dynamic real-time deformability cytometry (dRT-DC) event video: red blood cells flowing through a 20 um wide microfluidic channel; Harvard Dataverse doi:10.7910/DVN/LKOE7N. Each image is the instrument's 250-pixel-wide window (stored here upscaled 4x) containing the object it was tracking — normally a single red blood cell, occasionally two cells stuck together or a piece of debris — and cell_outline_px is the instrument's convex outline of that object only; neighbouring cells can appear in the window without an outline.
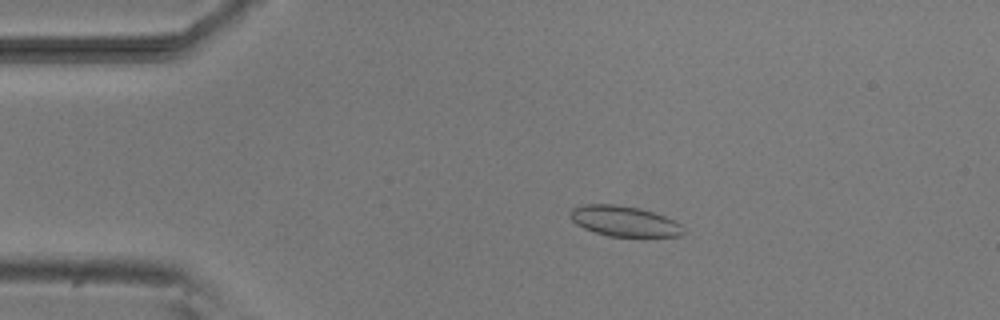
{"species": "common noctule bat (a hibernating species)", "species_latin": "Nyctalus noctula", "temperature_condition": "room temperature", "stored_images_in_passage": 5, "camera_frame_rate_fps": 3000, "um_per_image_px": 0.085, "animal": {"sex": "male", "body_mass_g": 20.5, "forearm_length_mm": 52.5}, "frame": {"image": 1, "passage_image": 3, "time_ms": 2.333, "image_size_px": [1000, 320], "cell_outline_px": [[684, 232], [680, 236], [608, 236], [584, 228], [576, 224], [568, 216], [572, 208], [584, 204], [616, 204], [640, 208], [664, 216], [680, 224], [684, 228]], "centroid_in_image_um": [53.02, 18.79], "position_along_channel_um": 32.0, "area_um2": 19.94}}
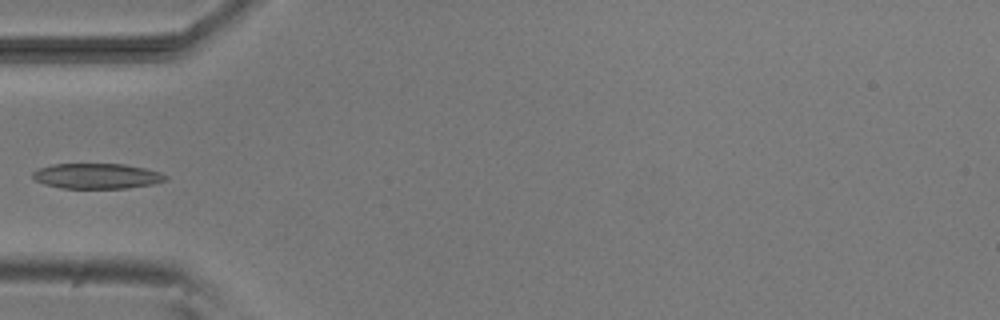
{"frame": {"image": 2, "passage_image": 5, "time_ms": 4.667, "image_size_px": [1000, 320], "cell_outline_px": [[168, 180], [152, 184], [128, 188], [60, 188], [44, 184], [36, 180], [32, 176], [32, 172], [36, 168], [52, 164], [124, 164], [144, 168], [160, 172], [168, 176]], "centroid_in_image_um": [8.22, 14.96], "position_along_channel_um": 76.8, "area_um2": 19.71}}